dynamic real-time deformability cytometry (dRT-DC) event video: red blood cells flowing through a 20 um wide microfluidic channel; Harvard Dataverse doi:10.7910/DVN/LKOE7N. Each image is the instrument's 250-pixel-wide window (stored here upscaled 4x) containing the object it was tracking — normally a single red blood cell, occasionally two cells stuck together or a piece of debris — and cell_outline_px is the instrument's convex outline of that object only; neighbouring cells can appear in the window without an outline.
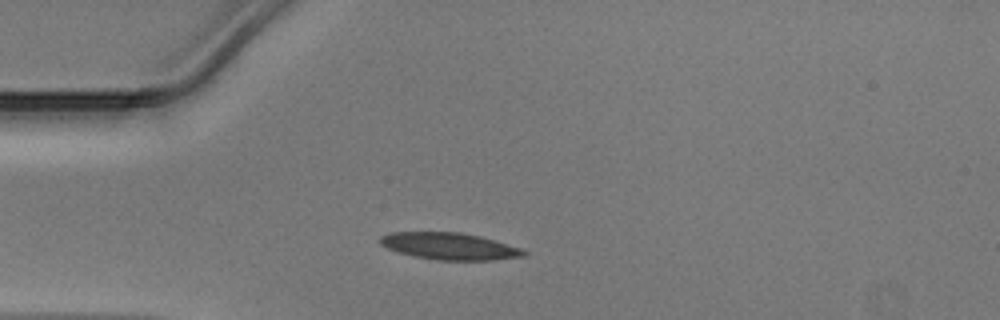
{"species": "Egyptian fruit bat (a non-hibernating species)", "species_latin": "Rousettus aegyptiacus", "temperature_condition": "warm", "stored_images_in_passage": 39, "camera_frame_rate_fps": 3000, "um_per_image_px": 0.085, "animal": {"sex": "male"}, "frame": {"image": 1, "passage_image": 9, "time_ms": 2.667, "image_size_px": [1000, 320], "cell_outline_px": [[528, 252], [524, 256], [492, 260], [440, 260], [416, 256], [400, 252], [388, 248], [380, 244], [376, 240], [380, 236], [388, 232], [460, 232], [480, 236], [524, 248]], "centroid_in_image_um": [38.22, 20.91], "position_along_channel_um": 46.8, "area_um2": 22.6}}
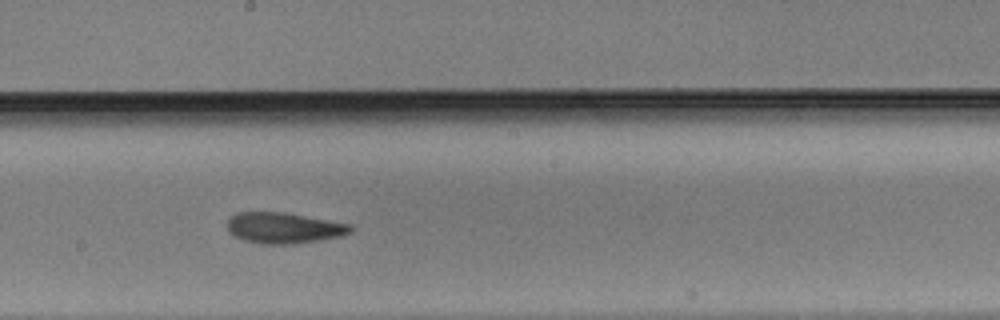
{"frame": {"image": 2, "passage_image": 23, "time_ms": 7.333, "image_size_px": [1000, 320], "cell_outline_px": [[352, 232], [340, 236], [320, 240], [292, 244], [260, 244], [244, 240], [228, 232], [224, 224], [228, 216], [236, 212], [284, 212], [352, 224]], "centroid_in_image_um": [24.06, 19.36], "position_along_channel_um": 224.1, "area_um2": 22.54}}
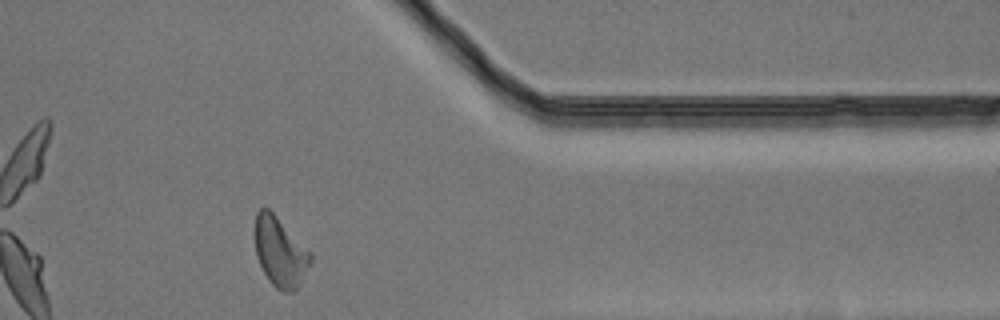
{"frame": {"image": 3, "passage_image": 36, "time_ms": 11.667, "image_size_px": [1000, 320], "cell_outline_px": [[312, 260], [296, 292], [284, 292], [276, 288], [272, 284], [264, 272], [256, 256], [252, 232], [256, 212], [260, 208], [268, 208], [312, 252]], "centroid_in_image_um": [23.78, 21.4], "position_along_channel_um": 387.6, "area_um2": 23.0}}